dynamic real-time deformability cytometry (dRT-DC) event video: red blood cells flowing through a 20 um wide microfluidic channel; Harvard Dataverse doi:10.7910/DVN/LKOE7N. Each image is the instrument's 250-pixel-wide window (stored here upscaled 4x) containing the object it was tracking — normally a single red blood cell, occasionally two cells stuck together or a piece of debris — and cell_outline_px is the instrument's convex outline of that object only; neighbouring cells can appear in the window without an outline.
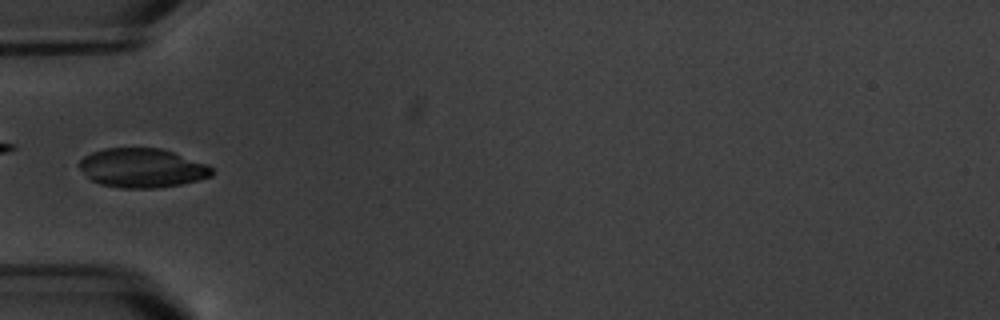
{"species": "common noctule bat (a hibernating species)", "species_latin": "Nyctalus noctula", "temperature_condition": "warm", "stored_images_in_passage": 17, "camera_frame_rate_fps": 3000, "um_per_image_px": 0.085, "animal": {"sex": "male", "body_mass_g": 20.1, "forearm_length_mm": 53.5}, "frame": {"image": 1, "passage_image": 6, "time_ms": 5.667, "image_size_px": [1000, 320], "cell_outline_px": [[212, 176], [180, 184], [160, 188], [120, 188], [100, 184], [92, 180], [76, 164], [84, 156], [92, 152], [104, 148], [160, 148], [172, 152], [204, 164], [212, 168]], "centroid_in_image_um": [12.02, 14.28], "position_along_channel_um": 73.0, "area_um2": 29.94}}
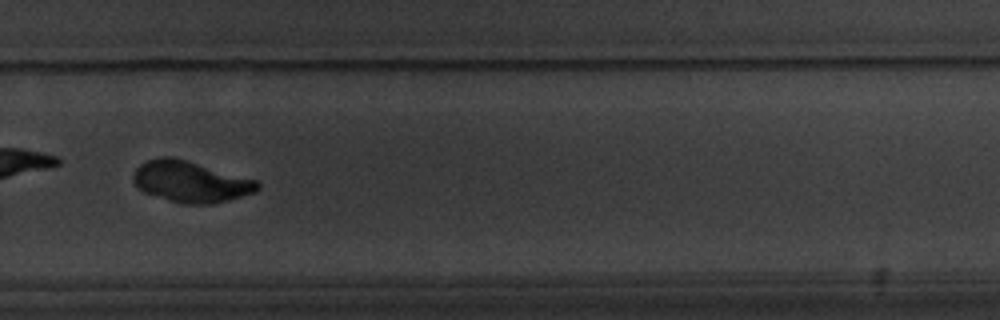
{"frame": {"image": 2, "passage_image": 12, "time_ms": 12.667, "image_size_px": [1000, 320], "cell_outline_px": [[260, 188], [256, 192], [228, 200], [212, 204], [180, 204], [144, 192], [136, 188], [132, 180], [132, 176], [136, 168], [140, 164], [148, 160], [160, 156], [172, 156], [260, 180]], "centroid_in_image_um": [16.21, 15.44], "position_along_channel_um": 313.6, "area_um2": 30.29}}
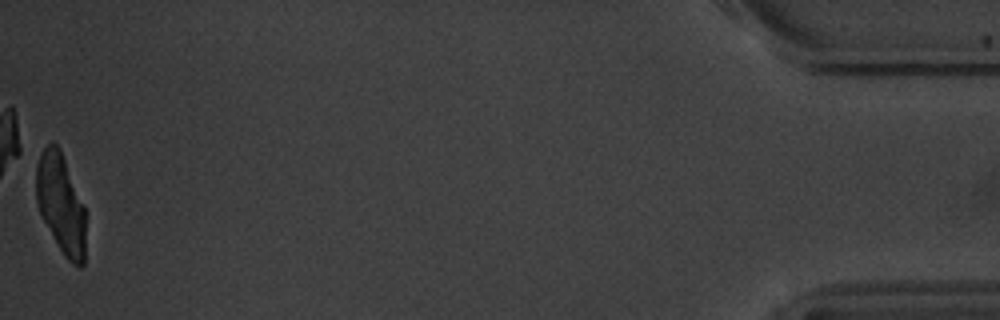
{"frame": {"image": 3, "passage_image": 17, "time_ms": 18.667, "image_size_px": [1000, 320], "cell_outline_px": [[84, 264], [80, 268], [72, 264], [64, 256], [44, 220], [40, 212], [36, 200], [36, 156], [52, 140], [60, 148], [84, 208]], "centroid_in_image_um": [5.14, 17.28], "position_along_channel_um": 430.1, "area_um2": 28.38}}